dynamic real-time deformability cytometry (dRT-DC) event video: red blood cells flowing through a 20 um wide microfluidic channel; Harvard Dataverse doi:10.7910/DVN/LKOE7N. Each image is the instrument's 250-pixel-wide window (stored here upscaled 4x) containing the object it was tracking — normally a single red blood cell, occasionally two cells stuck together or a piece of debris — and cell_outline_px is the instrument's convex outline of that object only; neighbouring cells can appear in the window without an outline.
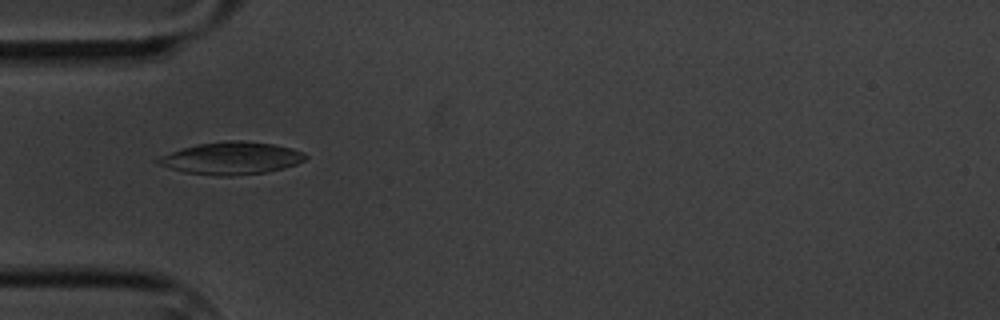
{"species": "common noctule bat (a hibernating species)", "species_latin": "Nyctalus noctula", "temperature_condition": "cold", "stored_images_in_passage": 1, "camera_frame_rate_fps": 3000, "um_per_image_px": 0.085, "animal": {"sex": "male", "body_mass_g": 20.1, "forearm_length_mm": 53.5}, "frame": {"image": 1, "passage_image": 1, "time_ms": 0.0, "image_size_px": [1000, 320], "cell_outline_px": [[308, 156], [304, 160], [296, 164], [284, 168], [268, 172], [232, 176], [216, 176], [184, 172], [156, 164], [156, 160], [160, 156], [196, 144], [224, 140], [240, 140], [272, 144], [292, 148], [304, 152]], "centroid_in_image_um": [19.68, 13.45], "position_along_channel_um": 65.3, "area_um2": 27.92}}